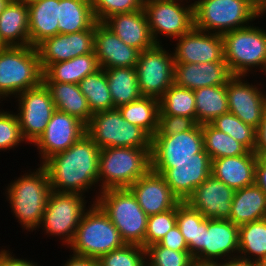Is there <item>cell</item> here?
<instances>
[{"label":"cell","instance_id":"4","mask_svg":"<svg viewBox=\"0 0 266 266\" xmlns=\"http://www.w3.org/2000/svg\"><path fill=\"white\" fill-rule=\"evenodd\" d=\"M42 82L43 70L36 47L7 46L0 51V103Z\"/></svg>","mask_w":266,"mask_h":266},{"label":"cell","instance_id":"27","mask_svg":"<svg viewBox=\"0 0 266 266\" xmlns=\"http://www.w3.org/2000/svg\"><path fill=\"white\" fill-rule=\"evenodd\" d=\"M30 45L58 34L59 0H26Z\"/></svg>","mask_w":266,"mask_h":266},{"label":"cell","instance_id":"10","mask_svg":"<svg viewBox=\"0 0 266 266\" xmlns=\"http://www.w3.org/2000/svg\"><path fill=\"white\" fill-rule=\"evenodd\" d=\"M88 197L78 193L52 191L40 226L37 228L50 237H58L64 247L72 242L84 212L90 207Z\"/></svg>","mask_w":266,"mask_h":266},{"label":"cell","instance_id":"8","mask_svg":"<svg viewBox=\"0 0 266 266\" xmlns=\"http://www.w3.org/2000/svg\"><path fill=\"white\" fill-rule=\"evenodd\" d=\"M255 24L222 34L224 60L233 75L255 77L266 64V29Z\"/></svg>","mask_w":266,"mask_h":266},{"label":"cell","instance_id":"47","mask_svg":"<svg viewBox=\"0 0 266 266\" xmlns=\"http://www.w3.org/2000/svg\"><path fill=\"white\" fill-rule=\"evenodd\" d=\"M198 123L193 118L159 114L158 131L155 135H174L193 129Z\"/></svg>","mask_w":266,"mask_h":266},{"label":"cell","instance_id":"26","mask_svg":"<svg viewBox=\"0 0 266 266\" xmlns=\"http://www.w3.org/2000/svg\"><path fill=\"white\" fill-rule=\"evenodd\" d=\"M258 156L247 154L212 160L211 174L234 190L255 184V168Z\"/></svg>","mask_w":266,"mask_h":266},{"label":"cell","instance_id":"37","mask_svg":"<svg viewBox=\"0 0 266 266\" xmlns=\"http://www.w3.org/2000/svg\"><path fill=\"white\" fill-rule=\"evenodd\" d=\"M92 114L114 109L105 69H98L79 82Z\"/></svg>","mask_w":266,"mask_h":266},{"label":"cell","instance_id":"45","mask_svg":"<svg viewBox=\"0 0 266 266\" xmlns=\"http://www.w3.org/2000/svg\"><path fill=\"white\" fill-rule=\"evenodd\" d=\"M96 22H104L119 13H129L143 9L144 0H89Z\"/></svg>","mask_w":266,"mask_h":266},{"label":"cell","instance_id":"3","mask_svg":"<svg viewBox=\"0 0 266 266\" xmlns=\"http://www.w3.org/2000/svg\"><path fill=\"white\" fill-rule=\"evenodd\" d=\"M194 28L224 34L266 17L256 0H193Z\"/></svg>","mask_w":266,"mask_h":266},{"label":"cell","instance_id":"39","mask_svg":"<svg viewBox=\"0 0 266 266\" xmlns=\"http://www.w3.org/2000/svg\"><path fill=\"white\" fill-rule=\"evenodd\" d=\"M159 114L193 118L196 121L194 91L174 83L159 99Z\"/></svg>","mask_w":266,"mask_h":266},{"label":"cell","instance_id":"14","mask_svg":"<svg viewBox=\"0 0 266 266\" xmlns=\"http://www.w3.org/2000/svg\"><path fill=\"white\" fill-rule=\"evenodd\" d=\"M14 99L15 103L18 102L15 113L22 137L28 145H32L46 129L56 111L55 104L43 82L35 88L20 93Z\"/></svg>","mask_w":266,"mask_h":266},{"label":"cell","instance_id":"31","mask_svg":"<svg viewBox=\"0 0 266 266\" xmlns=\"http://www.w3.org/2000/svg\"><path fill=\"white\" fill-rule=\"evenodd\" d=\"M100 69L95 53H88L73 59L49 64L43 70V82L79 84L87 75Z\"/></svg>","mask_w":266,"mask_h":266},{"label":"cell","instance_id":"50","mask_svg":"<svg viewBox=\"0 0 266 266\" xmlns=\"http://www.w3.org/2000/svg\"><path fill=\"white\" fill-rule=\"evenodd\" d=\"M254 153L258 157H266V105L263 110L262 122L257 128L256 147Z\"/></svg>","mask_w":266,"mask_h":266},{"label":"cell","instance_id":"22","mask_svg":"<svg viewBox=\"0 0 266 266\" xmlns=\"http://www.w3.org/2000/svg\"><path fill=\"white\" fill-rule=\"evenodd\" d=\"M94 53L100 68H135L140 51L125 44L103 22L94 24Z\"/></svg>","mask_w":266,"mask_h":266},{"label":"cell","instance_id":"5","mask_svg":"<svg viewBox=\"0 0 266 266\" xmlns=\"http://www.w3.org/2000/svg\"><path fill=\"white\" fill-rule=\"evenodd\" d=\"M151 148L107 147L100 150V191L129 188L151 169Z\"/></svg>","mask_w":266,"mask_h":266},{"label":"cell","instance_id":"33","mask_svg":"<svg viewBox=\"0 0 266 266\" xmlns=\"http://www.w3.org/2000/svg\"><path fill=\"white\" fill-rule=\"evenodd\" d=\"M105 74L114 108H119L142 97L136 68H109L105 69Z\"/></svg>","mask_w":266,"mask_h":266},{"label":"cell","instance_id":"15","mask_svg":"<svg viewBox=\"0 0 266 266\" xmlns=\"http://www.w3.org/2000/svg\"><path fill=\"white\" fill-rule=\"evenodd\" d=\"M86 134V125L76 117L55 111L46 129L32 144L37 148L39 162L42 165L53 155L67 150Z\"/></svg>","mask_w":266,"mask_h":266},{"label":"cell","instance_id":"30","mask_svg":"<svg viewBox=\"0 0 266 266\" xmlns=\"http://www.w3.org/2000/svg\"><path fill=\"white\" fill-rule=\"evenodd\" d=\"M43 83L49 89L57 111L76 117L86 126L89 124L93 114L78 84L62 82Z\"/></svg>","mask_w":266,"mask_h":266},{"label":"cell","instance_id":"46","mask_svg":"<svg viewBox=\"0 0 266 266\" xmlns=\"http://www.w3.org/2000/svg\"><path fill=\"white\" fill-rule=\"evenodd\" d=\"M205 217L197 210L190 207L186 202H180L176 206L177 226L184 236L191 254V242H196L197 224Z\"/></svg>","mask_w":266,"mask_h":266},{"label":"cell","instance_id":"2","mask_svg":"<svg viewBox=\"0 0 266 266\" xmlns=\"http://www.w3.org/2000/svg\"><path fill=\"white\" fill-rule=\"evenodd\" d=\"M38 168L11 180L3 189L14 219L27 233L40 226L48 198L52 192L46 169L38 163Z\"/></svg>","mask_w":266,"mask_h":266},{"label":"cell","instance_id":"28","mask_svg":"<svg viewBox=\"0 0 266 266\" xmlns=\"http://www.w3.org/2000/svg\"><path fill=\"white\" fill-rule=\"evenodd\" d=\"M0 38L6 46L30 45L26 0H11L0 14Z\"/></svg>","mask_w":266,"mask_h":266},{"label":"cell","instance_id":"32","mask_svg":"<svg viewBox=\"0 0 266 266\" xmlns=\"http://www.w3.org/2000/svg\"><path fill=\"white\" fill-rule=\"evenodd\" d=\"M95 23L89 0H59L58 34L89 30Z\"/></svg>","mask_w":266,"mask_h":266},{"label":"cell","instance_id":"29","mask_svg":"<svg viewBox=\"0 0 266 266\" xmlns=\"http://www.w3.org/2000/svg\"><path fill=\"white\" fill-rule=\"evenodd\" d=\"M266 218V195L256 185L246 186L234 192L229 221L240 226Z\"/></svg>","mask_w":266,"mask_h":266},{"label":"cell","instance_id":"60","mask_svg":"<svg viewBox=\"0 0 266 266\" xmlns=\"http://www.w3.org/2000/svg\"><path fill=\"white\" fill-rule=\"evenodd\" d=\"M5 47H7L0 38V51L3 50Z\"/></svg>","mask_w":266,"mask_h":266},{"label":"cell","instance_id":"9","mask_svg":"<svg viewBox=\"0 0 266 266\" xmlns=\"http://www.w3.org/2000/svg\"><path fill=\"white\" fill-rule=\"evenodd\" d=\"M86 133L100 148H151L152 137L141 127L126 121L118 108L92 115Z\"/></svg>","mask_w":266,"mask_h":266},{"label":"cell","instance_id":"25","mask_svg":"<svg viewBox=\"0 0 266 266\" xmlns=\"http://www.w3.org/2000/svg\"><path fill=\"white\" fill-rule=\"evenodd\" d=\"M103 23L125 44L140 52L156 45L144 9L111 15Z\"/></svg>","mask_w":266,"mask_h":266},{"label":"cell","instance_id":"24","mask_svg":"<svg viewBox=\"0 0 266 266\" xmlns=\"http://www.w3.org/2000/svg\"><path fill=\"white\" fill-rule=\"evenodd\" d=\"M234 75L226 61L174 63V84L196 90L206 86L226 85Z\"/></svg>","mask_w":266,"mask_h":266},{"label":"cell","instance_id":"55","mask_svg":"<svg viewBox=\"0 0 266 266\" xmlns=\"http://www.w3.org/2000/svg\"><path fill=\"white\" fill-rule=\"evenodd\" d=\"M223 266H255V264L240 259H233V260L223 261Z\"/></svg>","mask_w":266,"mask_h":266},{"label":"cell","instance_id":"53","mask_svg":"<svg viewBox=\"0 0 266 266\" xmlns=\"http://www.w3.org/2000/svg\"><path fill=\"white\" fill-rule=\"evenodd\" d=\"M96 263V259L70 253L69 258L61 266H94Z\"/></svg>","mask_w":266,"mask_h":266},{"label":"cell","instance_id":"52","mask_svg":"<svg viewBox=\"0 0 266 266\" xmlns=\"http://www.w3.org/2000/svg\"><path fill=\"white\" fill-rule=\"evenodd\" d=\"M203 220L197 224L196 242H191V256L202 260Z\"/></svg>","mask_w":266,"mask_h":266},{"label":"cell","instance_id":"44","mask_svg":"<svg viewBox=\"0 0 266 266\" xmlns=\"http://www.w3.org/2000/svg\"><path fill=\"white\" fill-rule=\"evenodd\" d=\"M177 225L176 207L148 217L144 248L158 243L166 233Z\"/></svg>","mask_w":266,"mask_h":266},{"label":"cell","instance_id":"7","mask_svg":"<svg viewBox=\"0 0 266 266\" xmlns=\"http://www.w3.org/2000/svg\"><path fill=\"white\" fill-rule=\"evenodd\" d=\"M95 203L110 218L125 244L140 245L144 248L148 216L129 188L103 190Z\"/></svg>","mask_w":266,"mask_h":266},{"label":"cell","instance_id":"59","mask_svg":"<svg viewBox=\"0 0 266 266\" xmlns=\"http://www.w3.org/2000/svg\"><path fill=\"white\" fill-rule=\"evenodd\" d=\"M255 266H266V260L255 263Z\"/></svg>","mask_w":266,"mask_h":266},{"label":"cell","instance_id":"13","mask_svg":"<svg viewBox=\"0 0 266 266\" xmlns=\"http://www.w3.org/2000/svg\"><path fill=\"white\" fill-rule=\"evenodd\" d=\"M211 167L212 160L204 149L184 162H151V170L165 178L180 202H185L211 175Z\"/></svg>","mask_w":266,"mask_h":266},{"label":"cell","instance_id":"42","mask_svg":"<svg viewBox=\"0 0 266 266\" xmlns=\"http://www.w3.org/2000/svg\"><path fill=\"white\" fill-rule=\"evenodd\" d=\"M193 259L189 251H175L159 243L146 248V261L151 266H191Z\"/></svg>","mask_w":266,"mask_h":266},{"label":"cell","instance_id":"21","mask_svg":"<svg viewBox=\"0 0 266 266\" xmlns=\"http://www.w3.org/2000/svg\"><path fill=\"white\" fill-rule=\"evenodd\" d=\"M234 192L211 174L185 202L205 218L229 220Z\"/></svg>","mask_w":266,"mask_h":266},{"label":"cell","instance_id":"43","mask_svg":"<svg viewBox=\"0 0 266 266\" xmlns=\"http://www.w3.org/2000/svg\"><path fill=\"white\" fill-rule=\"evenodd\" d=\"M22 143L27 144L22 137L16 113L0 107V152L14 150Z\"/></svg>","mask_w":266,"mask_h":266},{"label":"cell","instance_id":"18","mask_svg":"<svg viewBox=\"0 0 266 266\" xmlns=\"http://www.w3.org/2000/svg\"><path fill=\"white\" fill-rule=\"evenodd\" d=\"M204 149L202 124L174 135H154L151 162H184Z\"/></svg>","mask_w":266,"mask_h":266},{"label":"cell","instance_id":"35","mask_svg":"<svg viewBox=\"0 0 266 266\" xmlns=\"http://www.w3.org/2000/svg\"><path fill=\"white\" fill-rule=\"evenodd\" d=\"M194 96L198 124L210 123L216 117L229 112L226 85L196 89Z\"/></svg>","mask_w":266,"mask_h":266},{"label":"cell","instance_id":"12","mask_svg":"<svg viewBox=\"0 0 266 266\" xmlns=\"http://www.w3.org/2000/svg\"><path fill=\"white\" fill-rule=\"evenodd\" d=\"M165 44V47L164 44H156L139 53L135 68L142 96L160 99L174 83L173 52Z\"/></svg>","mask_w":266,"mask_h":266},{"label":"cell","instance_id":"23","mask_svg":"<svg viewBox=\"0 0 266 266\" xmlns=\"http://www.w3.org/2000/svg\"><path fill=\"white\" fill-rule=\"evenodd\" d=\"M129 189L148 217L168 211L180 203L165 178L151 169Z\"/></svg>","mask_w":266,"mask_h":266},{"label":"cell","instance_id":"48","mask_svg":"<svg viewBox=\"0 0 266 266\" xmlns=\"http://www.w3.org/2000/svg\"><path fill=\"white\" fill-rule=\"evenodd\" d=\"M161 246L175 251H189L184 236L176 225L169 230L166 235L158 242Z\"/></svg>","mask_w":266,"mask_h":266},{"label":"cell","instance_id":"1","mask_svg":"<svg viewBox=\"0 0 266 266\" xmlns=\"http://www.w3.org/2000/svg\"><path fill=\"white\" fill-rule=\"evenodd\" d=\"M100 150L86 133L67 150L48 158L42 166L48 173L52 191L84 196L96 191L91 199L94 203L101 192L98 188Z\"/></svg>","mask_w":266,"mask_h":266},{"label":"cell","instance_id":"20","mask_svg":"<svg viewBox=\"0 0 266 266\" xmlns=\"http://www.w3.org/2000/svg\"><path fill=\"white\" fill-rule=\"evenodd\" d=\"M42 70L49 64L94 53V25L85 31L57 34L36 46Z\"/></svg>","mask_w":266,"mask_h":266},{"label":"cell","instance_id":"6","mask_svg":"<svg viewBox=\"0 0 266 266\" xmlns=\"http://www.w3.org/2000/svg\"><path fill=\"white\" fill-rule=\"evenodd\" d=\"M89 202L90 207L84 212L68 248L71 254L98 260L123 247L125 242L104 211L95 202Z\"/></svg>","mask_w":266,"mask_h":266},{"label":"cell","instance_id":"41","mask_svg":"<svg viewBox=\"0 0 266 266\" xmlns=\"http://www.w3.org/2000/svg\"><path fill=\"white\" fill-rule=\"evenodd\" d=\"M145 262L146 249L134 244H125L97 260L100 266H144Z\"/></svg>","mask_w":266,"mask_h":266},{"label":"cell","instance_id":"58","mask_svg":"<svg viewBox=\"0 0 266 266\" xmlns=\"http://www.w3.org/2000/svg\"><path fill=\"white\" fill-rule=\"evenodd\" d=\"M11 0H0V14L6 8V6L10 3Z\"/></svg>","mask_w":266,"mask_h":266},{"label":"cell","instance_id":"54","mask_svg":"<svg viewBox=\"0 0 266 266\" xmlns=\"http://www.w3.org/2000/svg\"><path fill=\"white\" fill-rule=\"evenodd\" d=\"M191 266H223V261L193 259Z\"/></svg>","mask_w":266,"mask_h":266},{"label":"cell","instance_id":"51","mask_svg":"<svg viewBox=\"0 0 266 266\" xmlns=\"http://www.w3.org/2000/svg\"><path fill=\"white\" fill-rule=\"evenodd\" d=\"M255 184L266 195V157H258L255 168Z\"/></svg>","mask_w":266,"mask_h":266},{"label":"cell","instance_id":"16","mask_svg":"<svg viewBox=\"0 0 266 266\" xmlns=\"http://www.w3.org/2000/svg\"><path fill=\"white\" fill-rule=\"evenodd\" d=\"M172 47L175 63H204L224 60L223 38L221 34L192 28L175 41ZM176 45V47H175Z\"/></svg>","mask_w":266,"mask_h":266},{"label":"cell","instance_id":"38","mask_svg":"<svg viewBox=\"0 0 266 266\" xmlns=\"http://www.w3.org/2000/svg\"><path fill=\"white\" fill-rule=\"evenodd\" d=\"M204 150L211 160L222 157L244 155L249 150L236 139L214 128L210 123L202 124Z\"/></svg>","mask_w":266,"mask_h":266},{"label":"cell","instance_id":"11","mask_svg":"<svg viewBox=\"0 0 266 266\" xmlns=\"http://www.w3.org/2000/svg\"><path fill=\"white\" fill-rule=\"evenodd\" d=\"M143 9L156 44H163L162 39L167 38L170 43L194 27L193 3L190 0H144Z\"/></svg>","mask_w":266,"mask_h":266},{"label":"cell","instance_id":"49","mask_svg":"<svg viewBox=\"0 0 266 266\" xmlns=\"http://www.w3.org/2000/svg\"><path fill=\"white\" fill-rule=\"evenodd\" d=\"M13 255V256H12ZM0 266H43L33 260L18 258L15 253L5 246L0 249Z\"/></svg>","mask_w":266,"mask_h":266},{"label":"cell","instance_id":"17","mask_svg":"<svg viewBox=\"0 0 266 266\" xmlns=\"http://www.w3.org/2000/svg\"><path fill=\"white\" fill-rule=\"evenodd\" d=\"M247 77L249 76L234 75L226 84L228 110L243 123L257 129L262 122L265 103L259 82L250 83Z\"/></svg>","mask_w":266,"mask_h":266},{"label":"cell","instance_id":"19","mask_svg":"<svg viewBox=\"0 0 266 266\" xmlns=\"http://www.w3.org/2000/svg\"><path fill=\"white\" fill-rule=\"evenodd\" d=\"M239 226L229 220L203 219L202 260L238 259Z\"/></svg>","mask_w":266,"mask_h":266},{"label":"cell","instance_id":"57","mask_svg":"<svg viewBox=\"0 0 266 266\" xmlns=\"http://www.w3.org/2000/svg\"><path fill=\"white\" fill-rule=\"evenodd\" d=\"M259 9L263 12L266 13V0H256Z\"/></svg>","mask_w":266,"mask_h":266},{"label":"cell","instance_id":"36","mask_svg":"<svg viewBox=\"0 0 266 266\" xmlns=\"http://www.w3.org/2000/svg\"><path fill=\"white\" fill-rule=\"evenodd\" d=\"M118 109L126 121L141 127L151 137L158 131L159 99L142 96Z\"/></svg>","mask_w":266,"mask_h":266},{"label":"cell","instance_id":"40","mask_svg":"<svg viewBox=\"0 0 266 266\" xmlns=\"http://www.w3.org/2000/svg\"><path fill=\"white\" fill-rule=\"evenodd\" d=\"M210 124L217 130L236 139L249 151H255L257 129L251 125L243 123L233 113L227 112L222 114L211 121Z\"/></svg>","mask_w":266,"mask_h":266},{"label":"cell","instance_id":"56","mask_svg":"<svg viewBox=\"0 0 266 266\" xmlns=\"http://www.w3.org/2000/svg\"><path fill=\"white\" fill-rule=\"evenodd\" d=\"M258 72H259L258 75L260 73H261V75L264 73L263 75L266 76V64ZM261 83H264V82L263 81L261 82V80H260V83L258 85H259V89H260V93H261L262 99H263V101H264V103L266 105V91L264 89L265 86L263 84H261Z\"/></svg>","mask_w":266,"mask_h":266},{"label":"cell","instance_id":"34","mask_svg":"<svg viewBox=\"0 0 266 266\" xmlns=\"http://www.w3.org/2000/svg\"><path fill=\"white\" fill-rule=\"evenodd\" d=\"M238 259L254 264L266 260V218L239 226Z\"/></svg>","mask_w":266,"mask_h":266},{"label":"cell","instance_id":"61","mask_svg":"<svg viewBox=\"0 0 266 266\" xmlns=\"http://www.w3.org/2000/svg\"><path fill=\"white\" fill-rule=\"evenodd\" d=\"M144 266H151V265L146 261Z\"/></svg>","mask_w":266,"mask_h":266}]
</instances>
